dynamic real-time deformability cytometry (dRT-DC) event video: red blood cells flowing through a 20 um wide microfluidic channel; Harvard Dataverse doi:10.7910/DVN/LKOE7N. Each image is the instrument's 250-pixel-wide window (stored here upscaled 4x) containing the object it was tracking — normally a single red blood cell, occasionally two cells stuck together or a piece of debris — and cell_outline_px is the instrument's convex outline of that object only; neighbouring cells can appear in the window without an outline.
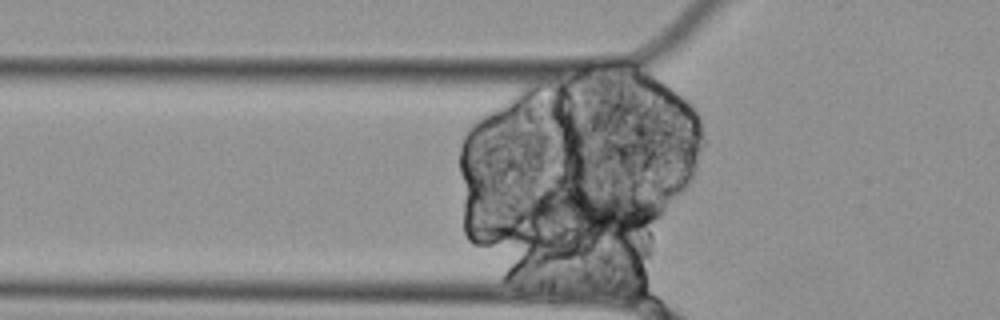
{"species": "Egyptian fruit bat (a non-hibernating species)", "species_latin": "Rousettus aegyptiacus", "temperature_condition": "cold", "stored_images_in_passage": 49, "segment_of_instrument_passage": [1, 2], "camera_frame_rate_fps": 3000, "um_per_image_px": 0.085, "animal": {"sex": "female"}, "frame": {"image": 1, "passage_image": 9, "time_ms": 2.667, "image_size_px": [1000, 320], "cell_outline_px": [[660, 216], [656, 220], [620, 236], [584, 236], [528, 224], [516, 216], [540, 192], [548, 188], [576, 184], [636, 196], [648, 200], [660, 208]], "centroid_in_image_um": [50.05, 17.96], "position_along_channel_um": 75.8, "area_um2": 37.92}}